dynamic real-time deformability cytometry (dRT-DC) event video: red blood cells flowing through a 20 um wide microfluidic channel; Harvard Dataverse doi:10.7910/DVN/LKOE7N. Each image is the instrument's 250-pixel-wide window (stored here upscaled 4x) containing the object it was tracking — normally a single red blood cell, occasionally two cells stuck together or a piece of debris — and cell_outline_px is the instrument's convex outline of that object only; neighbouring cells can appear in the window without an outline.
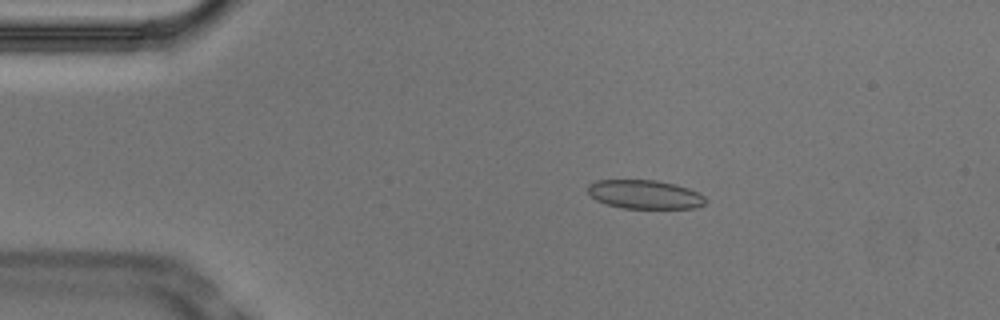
{"species": "Egyptian fruit bat (a non-hibernating species)", "species_latin": "Rousettus aegyptiacus", "temperature_condition": "cold", "stored_images_in_passage": 34, "camera_frame_rate_fps": 3000, "um_per_image_px": 0.085, "animal": {"sex": "male"}, "frame": {"image": 1, "passage_image": 2, "time_ms": 0.333, "image_size_px": [1000, 320], "cell_outline_px": [[704, 204], [696, 208], [624, 208], [608, 204], [596, 200], [588, 192], [588, 184], [596, 180], [656, 180], [676, 184], [688, 188], [704, 196]], "centroid_in_image_um": [54.79, 16.52], "position_along_channel_um": 30.2, "area_um2": 19.59}}
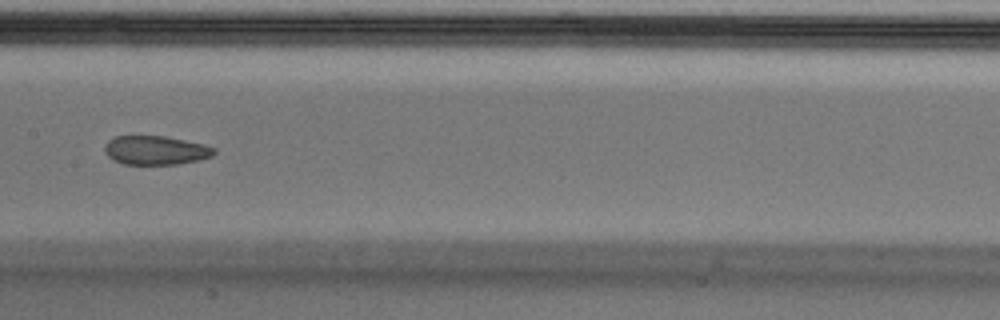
{"frame": {"image": 2, "passage_image": 19, "time_ms": 6.0, "image_size_px": [1000, 320], "cell_outline_px": [[216, 152], [212, 156], [200, 160], [176, 164], [124, 164], [112, 160], [104, 152], [104, 148], [108, 140], [116, 136], [164, 136], [204, 144], [216, 148]], "centroid_in_image_um": [13.23, 12.77], "position_along_channel_um": 194.2, "area_um2": 18.5}}
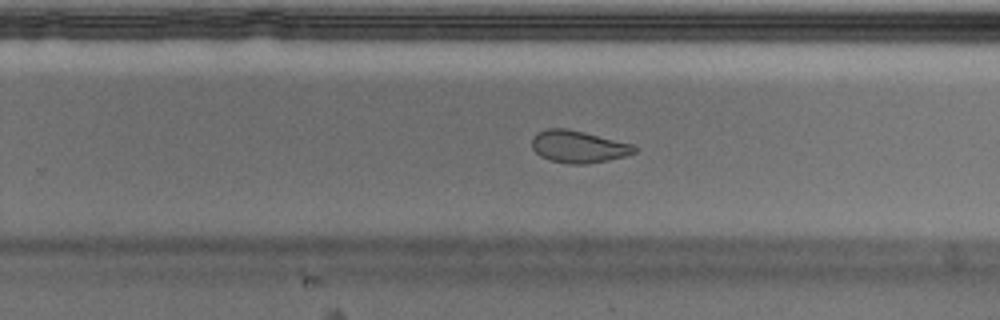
{"frame": {"image": 3, "passage_image": 26, "time_ms": 8.333, "image_size_px": [1000, 320], "cell_outline_px": [[636, 152], [624, 156], [608, 160], [588, 164], [572, 164], [552, 160], [540, 156], [532, 148], [532, 136], [536, 132], [548, 128], [568, 128], [632, 144], [636, 148]], "centroid_in_image_um": [49.13, 12.45], "position_along_channel_um": 280.7, "area_um2": 19.13}, "authors_computed_cell_mechanics": {"area_um2": 19.5942, "velocity_mm_per_s": 3.7195, "shape_relaxation_time_tau1_ms": null, "shape_relaxation_time_tau2_ms": 2.7078, "deformation_change_tau1": null, "deformation_change_tau2": 0.0675}}